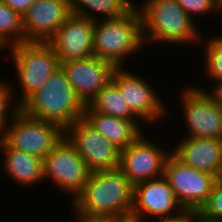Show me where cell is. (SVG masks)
Masks as SVG:
<instances>
[{
    "instance_id": "6da1fadb",
    "label": "cell",
    "mask_w": 222,
    "mask_h": 222,
    "mask_svg": "<svg viewBox=\"0 0 222 222\" xmlns=\"http://www.w3.org/2000/svg\"><path fill=\"white\" fill-rule=\"evenodd\" d=\"M133 193L134 185L119 169L93 171L70 207L74 216L86 220L127 219Z\"/></svg>"
},
{
    "instance_id": "9c48e42d",
    "label": "cell",
    "mask_w": 222,
    "mask_h": 222,
    "mask_svg": "<svg viewBox=\"0 0 222 222\" xmlns=\"http://www.w3.org/2000/svg\"><path fill=\"white\" fill-rule=\"evenodd\" d=\"M185 88L179 96L180 113L187 126L184 137L222 139V106L203 89L190 83Z\"/></svg>"
},
{
    "instance_id": "cb8c5ba5",
    "label": "cell",
    "mask_w": 222,
    "mask_h": 222,
    "mask_svg": "<svg viewBox=\"0 0 222 222\" xmlns=\"http://www.w3.org/2000/svg\"><path fill=\"white\" fill-rule=\"evenodd\" d=\"M4 78H0V133L8 126L14 116L21 110V106L14 101V94L12 92V84L8 83ZM12 105V106H11Z\"/></svg>"
},
{
    "instance_id": "f1b7e54d",
    "label": "cell",
    "mask_w": 222,
    "mask_h": 222,
    "mask_svg": "<svg viewBox=\"0 0 222 222\" xmlns=\"http://www.w3.org/2000/svg\"><path fill=\"white\" fill-rule=\"evenodd\" d=\"M212 84L213 86H211V88L210 85L208 88H205L202 85H200V87L198 85L193 84V86L205 90L213 98L214 101H216L220 106H222V80L214 81Z\"/></svg>"
},
{
    "instance_id": "e0dca14e",
    "label": "cell",
    "mask_w": 222,
    "mask_h": 222,
    "mask_svg": "<svg viewBox=\"0 0 222 222\" xmlns=\"http://www.w3.org/2000/svg\"><path fill=\"white\" fill-rule=\"evenodd\" d=\"M172 153L184 164L222 178V139L183 137Z\"/></svg>"
},
{
    "instance_id": "4fadbf2b",
    "label": "cell",
    "mask_w": 222,
    "mask_h": 222,
    "mask_svg": "<svg viewBox=\"0 0 222 222\" xmlns=\"http://www.w3.org/2000/svg\"><path fill=\"white\" fill-rule=\"evenodd\" d=\"M182 209L164 175L134 185L130 218L146 222L151 219L175 215Z\"/></svg>"
},
{
    "instance_id": "1f68e13d",
    "label": "cell",
    "mask_w": 222,
    "mask_h": 222,
    "mask_svg": "<svg viewBox=\"0 0 222 222\" xmlns=\"http://www.w3.org/2000/svg\"><path fill=\"white\" fill-rule=\"evenodd\" d=\"M106 222H139V221L132 218H127L122 220H106Z\"/></svg>"
},
{
    "instance_id": "2e32d148",
    "label": "cell",
    "mask_w": 222,
    "mask_h": 222,
    "mask_svg": "<svg viewBox=\"0 0 222 222\" xmlns=\"http://www.w3.org/2000/svg\"><path fill=\"white\" fill-rule=\"evenodd\" d=\"M71 13V0H37L22 16L25 42H47Z\"/></svg>"
},
{
    "instance_id": "44dd1931",
    "label": "cell",
    "mask_w": 222,
    "mask_h": 222,
    "mask_svg": "<svg viewBox=\"0 0 222 222\" xmlns=\"http://www.w3.org/2000/svg\"><path fill=\"white\" fill-rule=\"evenodd\" d=\"M135 4L133 0H71V11L93 21H100L122 16Z\"/></svg>"
},
{
    "instance_id": "4dcf8cb0",
    "label": "cell",
    "mask_w": 222,
    "mask_h": 222,
    "mask_svg": "<svg viewBox=\"0 0 222 222\" xmlns=\"http://www.w3.org/2000/svg\"><path fill=\"white\" fill-rule=\"evenodd\" d=\"M194 222H217V221L206 219L197 213Z\"/></svg>"
},
{
    "instance_id": "8992f818",
    "label": "cell",
    "mask_w": 222,
    "mask_h": 222,
    "mask_svg": "<svg viewBox=\"0 0 222 222\" xmlns=\"http://www.w3.org/2000/svg\"><path fill=\"white\" fill-rule=\"evenodd\" d=\"M64 136L57 124L35 119L20 110L0 133V138L11 148L44 158Z\"/></svg>"
},
{
    "instance_id": "ac0fdd59",
    "label": "cell",
    "mask_w": 222,
    "mask_h": 222,
    "mask_svg": "<svg viewBox=\"0 0 222 222\" xmlns=\"http://www.w3.org/2000/svg\"><path fill=\"white\" fill-rule=\"evenodd\" d=\"M0 152L3 155L1 165L2 172L5 176L10 177L16 182V185L22 188H32L37 184H43V159L28 154L19 149L9 147L0 138ZM4 152V153H3Z\"/></svg>"
},
{
    "instance_id": "603a6c76",
    "label": "cell",
    "mask_w": 222,
    "mask_h": 222,
    "mask_svg": "<svg viewBox=\"0 0 222 222\" xmlns=\"http://www.w3.org/2000/svg\"><path fill=\"white\" fill-rule=\"evenodd\" d=\"M211 35H209L210 38H205L203 34L199 47L202 45L200 48L205 49L201 50L204 56L202 59L205 61L204 74L213 83L222 80V35L220 33L219 35L215 33V36Z\"/></svg>"
},
{
    "instance_id": "5bb4252c",
    "label": "cell",
    "mask_w": 222,
    "mask_h": 222,
    "mask_svg": "<svg viewBox=\"0 0 222 222\" xmlns=\"http://www.w3.org/2000/svg\"><path fill=\"white\" fill-rule=\"evenodd\" d=\"M92 19L71 13L57 32L47 41L60 62L86 59L94 55Z\"/></svg>"
},
{
    "instance_id": "d4e9b609",
    "label": "cell",
    "mask_w": 222,
    "mask_h": 222,
    "mask_svg": "<svg viewBox=\"0 0 222 222\" xmlns=\"http://www.w3.org/2000/svg\"><path fill=\"white\" fill-rule=\"evenodd\" d=\"M198 214L206 219L222 222V178L215 181L206 203Z\"/></svg>"
},
{
    "instance_id": "52a82bcc",
    "label": "cell",
    "mask_w": 222,
    "mask_h": 222,
    "mask_svg": "<svg viewBox=\"0 0 222 222\" xmlns=\"http://www.w3.org/2000/svg\"><path fill=\"white\" fill-rule=\"evenodd\" d=\"M44 181L72 198L81 192L91 170L74 147L63 136L51 152L43 158Z\"/></svg>"
},
{
    "instance_id": "f546056e",
    "label": "cell",
    "mask_w": 222,
    "mask_h": 222,
    "mask_svg": "<svg viewBox=\"0 0 222 222\" xmlns=\"http://www.w3.org/2000/svg\"><path fill=\"white\" fill-rule=\"evenodd\" d=\"M72 217L76 219V220L74 219V221L76 222H106V220H86V219H82L74 215Z\"/></svg>"
},
{
    "instance_id": "d6986e66",
    "label": "cell",
    "mask_w": 222,
    "mask_h": 222,
    "mask_svg": "<svg viewBox=\"0 0 222 222\" xmlns=\"http://www.w3.org/2000/svg\"><path fill=\"white\" fill-rule=\"evenodd\" d=\"M84 118L119 150L127 148L146 131L141 120H127L98 112H84Z\"/></svg>"
},
{
    "instance_id": "ffe728a7",
    "label": "cell",
    "mask_w": 222,
    "mask_h": 222,
    "mask_svg": "<svg viewBox=\"0 0 222 222\" xmlns=\"http://www.w3.org/2000/svg\"><path fill=\"white\" fill-rule=\"evenodd\" d=\"M85 112H98L127 120H140L131 111L120 90L112 81L86 104Z\"/></svg>"
},
{
    "instance_id": "7c38bea8",
    "label": "cell",
    "mask_w": 222,
    "mask_h": 222,
    "mask_svg": "<svg viewBox=\"0 0 222 222\" xmlns=\"http://www.w3.org/2000/svg\"><path fill=\"white\" fill-rule=\"evenodd\" d=\"M64 137L93 171L119 167L120 150L93 128L85 118L64 129Z\"/></svg>"
},
{
    "instance_id": "7402d4cb",
    "label": "cell",
    "mask_w": 222,
    "mask_h": 222,
    "mask_svg": "<svg viewBox=\"0 0 222 222\" xmlns=\"http://www.w3.org/2000/svg\"><path fill=\"white\" fill-rule=\"evenodd\" d=\"M25 42L22 16L0 0V51Z\"/></svg>"
},
{
    "instance_id": "9a60e30c",
    "label": "cell",
    "mask_w": 222,
    "mask_h": 222,
    "mask_svg": "<svg viewBox=\"0 0 222 222\" xmlns=\"http://www.w3.org/2000/svg\"><path fill=\"white\" fill-rule=\"evenodd\" d=\"M60 67L85 105L111 81L116 68L111 62L94 55L60 62Z\"/></svg>"
},
{
    "instance_id": "d6a6232c",
    "label": "cell",
    "mask_w": 222,
    "mask_h": 222,
    "mask_svg": "<svg viewBox=\"0 0 222 222\" xmlns=\"http://www.w3.org/2000/svg\"><path fill=\"white\" fill-rule=\"evenodd\" d=\"M215 6H216L217 11L218 12L220 11L219 16H222V14H221L222 13V0H216Z\"/></svg>"
},
{
    "instance_id": "5b68a950",
    "label": "cell",
    "mask_w": 222,
    "mask_h": 222,
    "mask_svg": "<svg viewBox=\"0 0 222 222\" xmlns=\"http://www.w3.org/2000/svg\"><path fill=\"white\" fill-rule=\"evenodd\" d=\"M6 51L10 52L14 73L17 75L15 83L18 81L20 84L11 85L12 92L15 101L21 106L60 68V61L48 42L26 41ZM16 89H20V92Z\"/></svg>"
},
{
    "instance_id": "7a4b0ae2",
    "label": "cell",
    "mask_w": 222,
    "mask_h": 222,
    "mask_svg": "<svg viewBox=\"0 0 222 222\" xmlns=\"http://www.w3.org/2000/svg\"><path fill=\"white\" fill-rule=\"evenodd\" d=\"M138 4L145 46L168 44L176 47L188 43L199 46L202 30L176 0H143Z\"/></svg>"
},
{
    "instance_id": "30bf717a",
    "label": "cell",
    "mask_w": 222,
    "mask_h": 222,
    "mask_svg": "<svg viewBox=\"0 0 222 222\" xmlns=\"http://www.w3.org/2000/svg\"><path fill=\"white\" fill-rule=\"evenodd\" d=\"M164 176L173 189L175 199L183 209L199 211L206 203L215 181L210 172L199 171L184 164L173 153L166 161Z\"/></svg>"
},
{
    "instance_id": "83f0119b",
    "label": "cell",
    "mask_w": 222,
    "mask_h": 222,
    "mask_svg": "<svg viewBox=\"0 0 222 222\" xmlns=\"http://www.w3.org/2000/svg\"><path fill=\"white\" fill-rule=\"evenodd\" d=\"M6 5H8L12 10L18 12L23 16L27 10L37 1V0H1Z\"/></svg>"
},
{
    "instance_id": "ba28073f",
    "label": "cell",
    "mask_w": 222,
    "mask_h": 222,
    "mask_svg": "<svg viewBox=\"0 0 222 222\" xmlns=\"http://www.w3.org/2000/svg\"><path fill=\"white\" fill-rule=\"evenodd\" d=\"M137 75L125 67H116L111 81L118 87L131 111L145 125L147 124V127L148 123L149 125L153 123V127L156 122L161 123V120L164 122L163 120H166L165 117L168 115L167 111L171 109L164 102L165 100H162L161 94L157 93L155 86L148 82L143 74Z\"/></svg>"
},
{
    "instance_id": "277c9868",
    "label": "cell",
    "mask_w": 222,
    "mask_h": 222,
    "mask_svg": "<svg viewBox=\"0 0 222 222\" xmlns=\"http://www.w3.org/2000/svg\"><path fill=\"white\" fill-rule=\"evenodd\" d=\"M85 106L60 67L21 105V110L29 117L55 123L64 130L84 118Z\"/></svg>"
},
{
    "instance_id": "484cf974",
    "label": "cell",
    "mask_w": 222,
    "mask_h": 222,
    "mask_svg": "<svg viewBox=\"0 0 222 222\" xmlns=\"http://www.w3.org/2000/svg\"><path fill=\"white\" fill-rule=\"evenodd\" d=\"M180 7L195 21V18L217 14L215 2L213 0H176Z\"/></svg>"
},
{
    "instance_id": "3957f363",
    "label": "cell",
    "mask_w": 222,
    "mask_h": 222,
    "mask_svg": "<svg viewBox=\"0 0 222 222\" xmlns=\"http://www.w3.org/2000/svg\"><path fill=\"white\" fill-rule=\"evenodd\" d=\"M135 3L122 16L94 23V56L111 62L115 67H124L125 63L127 66L128 59L145 46L142 16Z\"/></svg>"
},
{
    "instance_id": "8fae6325",
    "label": "cell",
    "mask_w": 222,
    "mask_h": 222,
    "mask_svg": "<svg viewBox=\"0 0 222 222\" xmlns=\"http://www.w3.org/2000/svg\"><path fill=\"white\" fill-rule=\"evenodd\" d=\"M145 131L127 148L120 150L118 169L135 185L164 175L165 164L172 153L145 135ZM161 147V148H160Z\"/></svg>"
},
{
    "instance_id": "4316f807",
    "label": "cell",
    "mask_w": 222,
    "mask_h": 222,
    "mask_svg": "<svg viewBox=\"0 0 222 222\" xmlns=\"http://www.w3.org/2000/svg\"><path fill=\"white\" fill-rule=\"evenodd\" d=\"M197 213L195 210L182 209L175 215L156 218L150 222H194Z\"/></svg>"
}]
</instances>
